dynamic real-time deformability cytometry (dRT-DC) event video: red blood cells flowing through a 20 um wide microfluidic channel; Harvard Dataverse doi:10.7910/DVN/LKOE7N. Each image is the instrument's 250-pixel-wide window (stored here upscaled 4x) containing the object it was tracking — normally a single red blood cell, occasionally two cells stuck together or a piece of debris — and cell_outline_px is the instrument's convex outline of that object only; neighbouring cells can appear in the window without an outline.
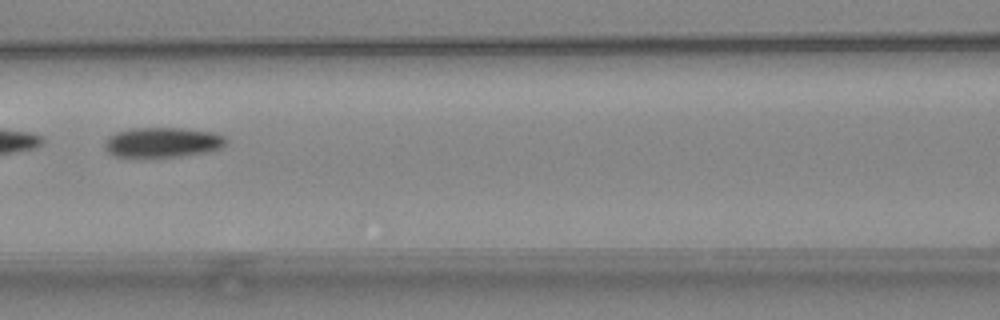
{"species": "common noctule bat (a hibernating species)", "species_latin": "Nyctalus noctula", "temperature_condition": "warm", "stored_images_in_passage": 36, "camera_frame_rate_fps": 3000, "um_per_image_px": 0.085, "animal": {"sex": "female", "body_mass_g": 24.6, "forearm_length_mm": 56.2}, "frame": {"image": 1, "passage_image": 13, "time_ms": 4.0, "image_size_px": [1000, 320], "cell_outline_px": [[228, 140], [220, 148], [204, 152], [180, 156], [116, 156], [108, 152], [104, 148], [104, 144], [108, 136], [116, 132], [132, 128], [180, 128], [216, 132], [224, 136]], "centroid_in_image_um": [13.82, 12.08], "position_along_channel_um": 152.8, "area_um2": 20.98}}
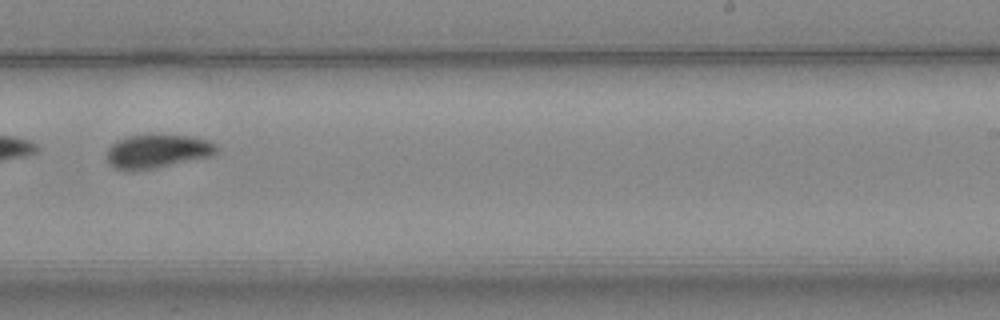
{"frame": {"image": 2, "passage_image": 22, "time_ms": 7.0, "image_size_px": [1000, 320], "cell_outline_px": [[216, 152], [212, 156], [156, 168], [132, 172], [124, 172], [108, 164], [108, 148], [116, 140], [128, 136], [188, 136], [208, 140], [216, 148]], "centroid_in_image_um": [13.31, 12.9], "position_along_channel_um": 275.7, "area_um2": 21.33}}
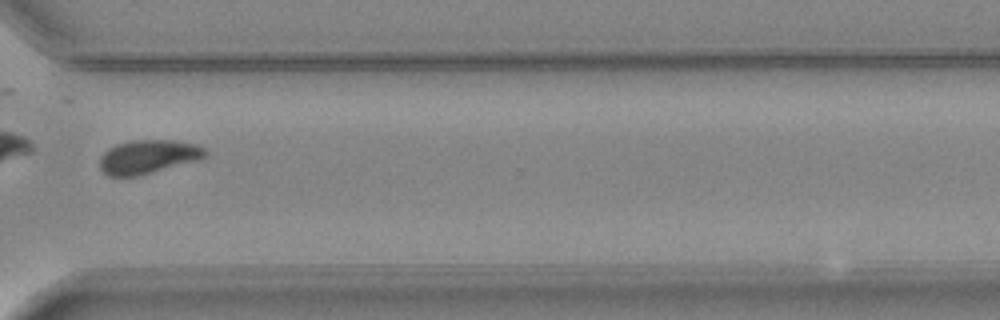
{"frame": {"image": 3, "passage_image": 28, "time_ms": 9.0, "image_size_px": [1000, 320], "cell_outline_px": [[208, 152], [200, 160], [136, 176], [108, 176], [100, 168], [100, 156], [108, 148], [116, 144], [132, 140], [172, 140], [196, 144], [204, 148]], "centroid_in_image_um": [12.59, 13.32], "position_along_channel_um": 358.0, "area_um2": 20.75}, "authors_computed_cell_mechanics": {"area_um2": 21.3282, "velocity_mm_per_s": 4.1166, "shape_relaxation_time_tau1_ms": 5.1277, "shape_relaxation_time_tau2_ms": 2.6895, "deformation_change_tau1": 0.1476, "deformation_change_tau2": 0.0713}}